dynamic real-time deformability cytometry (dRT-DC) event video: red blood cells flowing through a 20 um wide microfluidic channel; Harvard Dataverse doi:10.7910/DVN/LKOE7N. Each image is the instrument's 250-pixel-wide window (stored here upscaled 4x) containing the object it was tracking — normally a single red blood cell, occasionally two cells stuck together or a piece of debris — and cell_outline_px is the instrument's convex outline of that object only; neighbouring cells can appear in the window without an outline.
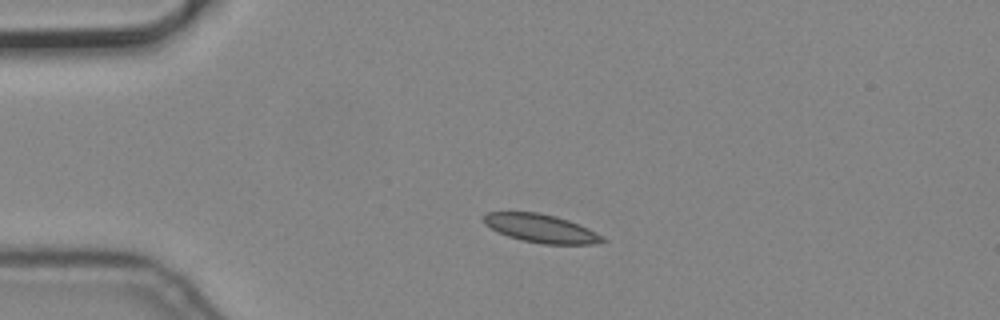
{"species": "common noctule bat (a hibernating species)", "species_latin": "Nyctalus noctula", "temperature_condition": "cold", "stored_images_in_passage": 3, "camera_frame_rate_fps": 3000, "um_per_image_px": 0.085, "animal": {"sex": "male", "body_mass_g": 19.2, "forearm_length_mm": 51.8}, "frame": {"image": 1, "passage_image": 2, "time_ms": 0.333, "image_size_px": [1000, 320], "cell_outline_px": [[608, 240], [596, 244], [544, 244], [520, 240], [508, 236], [484, 224], [484, 212], [540, 212], [556, 216], [568, 220], [588, 228], [604, 236]], "centroid_in_image_um": [46.02, 19.41], "position_along_channel_um": 39.0, "area_um2": 19.65}}